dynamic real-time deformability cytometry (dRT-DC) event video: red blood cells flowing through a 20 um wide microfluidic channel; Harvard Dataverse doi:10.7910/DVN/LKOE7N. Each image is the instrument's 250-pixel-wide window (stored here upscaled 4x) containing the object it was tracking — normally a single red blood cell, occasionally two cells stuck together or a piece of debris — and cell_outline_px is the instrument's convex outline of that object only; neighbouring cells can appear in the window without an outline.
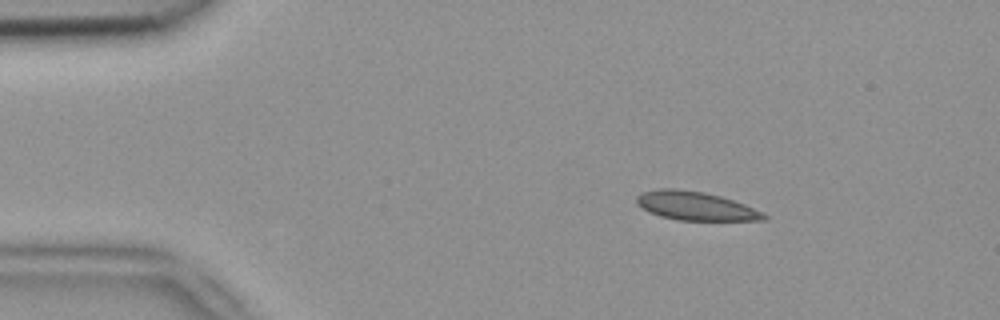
{"species": "common noctule bat (a hibernating species)", "species_latin": "Nyctalus noctula", "temperature_condition": "room temperature", "stored_images_in_passage": 44, "camera_frame_rate_fps": 3000, "um_per_image_px": 0.085, "animal": {"sex": "female", "body_mass_g": 18.4}, "frame": {"image": 1, "passage_image": 1, "time_ms": 0.0, "image_size_px": [1000, 320], "cell_outline_px": [[768, 220], [676, 220], [660, 216], [648, 212], [636, 204], [636, 196], [640, 192], [660, 188], [676, 188], [704, 192], [720, 196], [744, 204], [764, 212], [768, 216]], "centroid_in_image_um": [59.09, 17.5], "position_along_channel_um": 25.9, "area_um2": 21.44}}
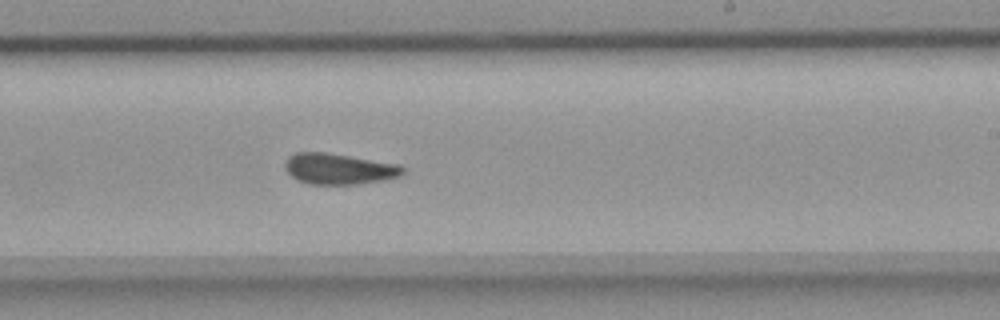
{"frame": {"image": 2, "passage_image": 24, "time_ms": 7.667, "image_size_px": [1000, 320], "cell_outline_px": [[404, 172], [400, 176], [380, 180], [356, 184], [308, 184], [296, 180], [284, 168], [284, 164], [288, 156], [296, 152], [324, 152], [400, 164], [404, 168]], "centroid_in_image_um": [28.77, 14.35], "position_along_channel_um": 260.2, "area_um2": 21.15}}
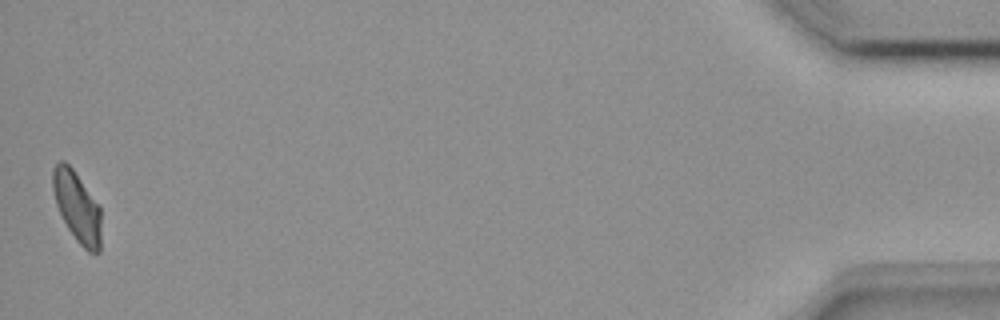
{"frame": {"image": 3, "passage_image": 44, "time_ms": 14.333, "image_size_px": [1000, 320], "cell_outline_px": [[100, 252], [88, 252], [76, 240], [68, 228], [56, 204], [52, 188], [52, 168], [60, 160], [64, 160], [72, 168], [100, 204]], "centroid_in_image_um": [6.55, 17.55], "position_along_channel_um": 428.7, "area_um2": 19.88}, "authors_computed_cell_mechanics": {"area_um2": 21.4727, "velocity_mm_per_s": 3.9221, "shape_relaxation_time_tau1_ms": null, "shape_relaxation_time_tau2_ms": 2.7168, "deformation_change_tau1": null, "deformation_change_tau2": 0.0725}}